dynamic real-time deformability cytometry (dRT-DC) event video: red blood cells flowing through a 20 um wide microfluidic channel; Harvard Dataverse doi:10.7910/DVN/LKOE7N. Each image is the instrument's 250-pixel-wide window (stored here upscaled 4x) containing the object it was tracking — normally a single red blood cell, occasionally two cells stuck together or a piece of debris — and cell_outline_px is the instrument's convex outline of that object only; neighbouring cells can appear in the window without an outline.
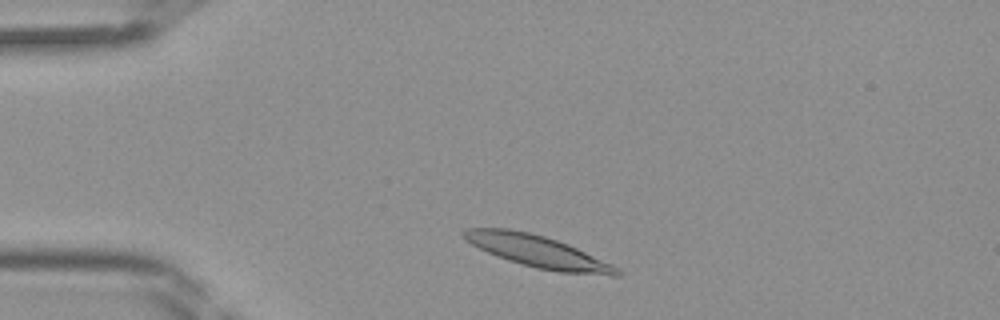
{"species": "Egyptian fruit bat (a non-hibernating species)", "species_latin": "Rousettus aegyptiacus", "temperature_condition": "room temperature", "stored_images_in_passage": 37, "camera_frame_rate_fps": 3000, "um_per_image_px": 0.085, "frame": {"image": 1, "passage_image": 3, "time_ms": 0.667, "image_size_px": [1000, 320], "cell_outline_px": [[624, 272], [620, 276], [612, 276], [556, 272], [536, 268], [508, 260], [488, 252], [464, 240], [460, 232], [468, 228], [508, 228], [528, 232], [544, 236], [568, 244], [612, 264], [620, 268]], "centroid_in_image_um": [45.76, 21.39], "position_along_channel_um": 39.2, "area_um2": 28.61}}
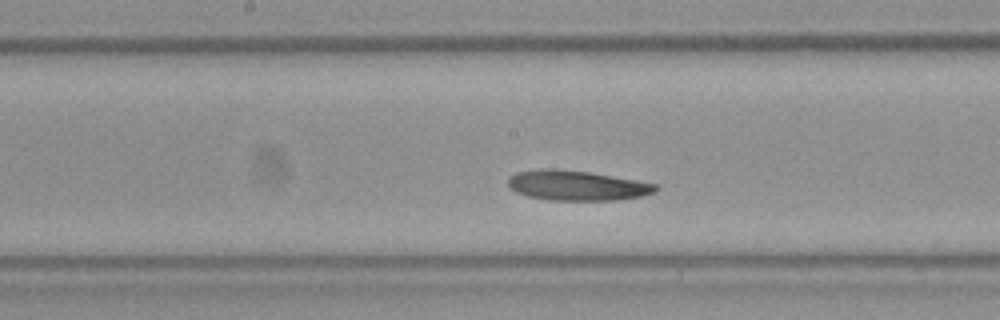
{"frame": {"image": 2, "passage_image": 16, "time_ms": 5.0, "image_size_px": [1000, 320], "cell_outline_px": [[660, 188], [644, 196], [616, 200], [548, 200], [528, 196], [516, 192], [508, 184], [508, 176], [516, 172], [540, 168], [556, 168], [588, 172], [656, 184]], "centroid_in_image_um": [48.99, 15.76], "position_along_channel_um": 199.2, "area_um2": 25.72}}
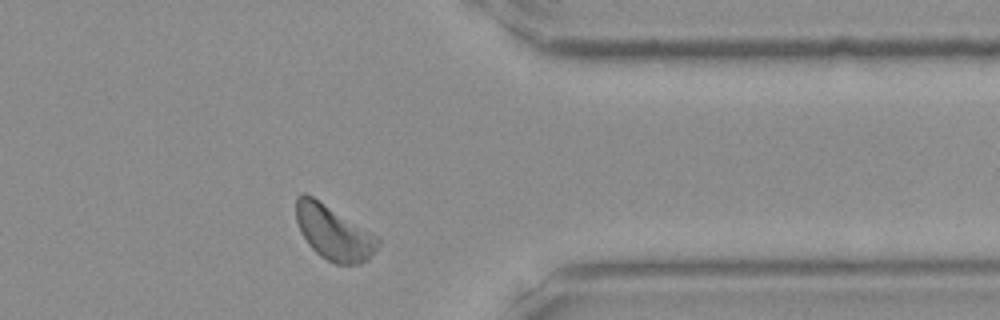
{"frame": {"image": 3, "passage_image": 29, "time_ms": 9.333, "image_size_px": [1000, 320], "cell_outline_px": [[380, 244], [368, 260], [360, 264], [336, 264], [320, 256], [308, 244], [300, 232], [296, 220], [296, 196], [304, 192], [312, 196], [380, 236]], "centroid_in_image_um": [28.38, 19.77], "position_along_channel_um": 383.0, "area_um2": 26.24}}